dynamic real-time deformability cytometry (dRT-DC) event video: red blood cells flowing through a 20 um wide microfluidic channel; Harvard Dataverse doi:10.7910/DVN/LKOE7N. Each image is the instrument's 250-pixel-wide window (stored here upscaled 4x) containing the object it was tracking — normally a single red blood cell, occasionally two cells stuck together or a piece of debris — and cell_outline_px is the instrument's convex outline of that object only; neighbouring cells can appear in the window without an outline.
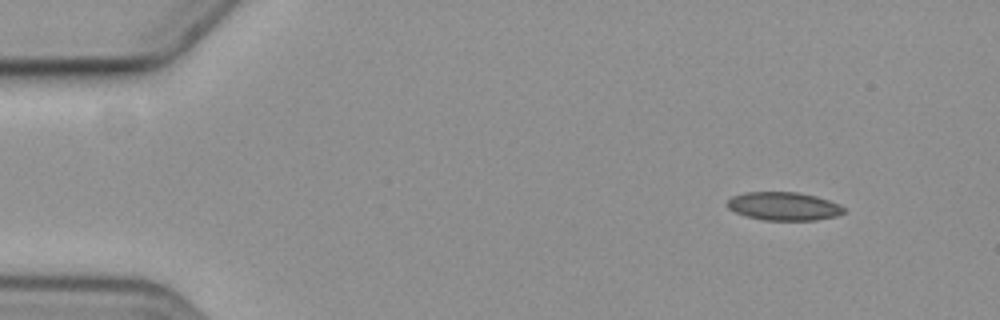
{"species": "common noctule bat (a hibernating species)", "species_latin": "Nyctalus noctula", "temperature_condition": "cold", "stored_images_in_passage": 3, "camera_frame_rate_fps": 3000, "um_per_image_px": 0.085, "animal": {"sex": "female", "body_mass_g": 19.3, "forearm_length_mm": 54.1}, "frame": {"image": 1, "passage_image": 1, "time_ms": 0.0, "image_size_px": [1000, 320], "cell_outline_px": [[844, 212], [836, 216], [816, 220], [764, 220], [748, 216], [736, 212], [728, 208], [724, 204], [732, 196], [744, 192], [796, 192], [816, 196], [840, 204], [844, 208]], "centroid_in_image_um": [66.6, 17.52], "position_along_channel_um": 18.4, "area_um2": 19.19}}